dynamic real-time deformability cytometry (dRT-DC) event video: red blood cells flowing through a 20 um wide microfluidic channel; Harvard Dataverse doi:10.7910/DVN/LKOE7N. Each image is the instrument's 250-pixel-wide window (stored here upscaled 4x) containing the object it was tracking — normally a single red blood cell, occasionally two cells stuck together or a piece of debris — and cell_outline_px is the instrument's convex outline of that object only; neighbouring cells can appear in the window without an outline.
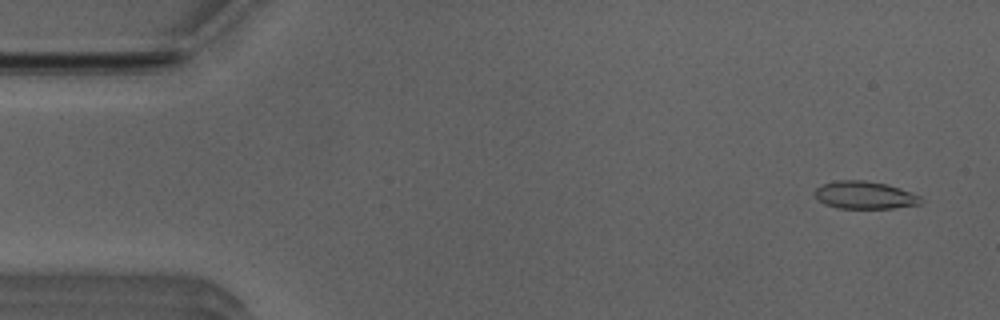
{"species": "Egyptian fruit bat (a non-hibernating species)", "species_latin": "Rousettus aegyptiacus", "temperature_condition": "room temperature", "stored_images_in_passage": 49, "camera_frame_rate_fps": 3000, "um_per_image_px": 0.085, "animal": {"sex": "male"}, "frame": {"image": 1, "passage_image": 3, "time_ms": 0.667, "image_size_px": [1000, 320], "cell_outline_px": [[924, 200], [920, 204], [892, 208], [840, 208], [824, 204], [812, 192], [816, 188], [824, 184], [840, 180], [864, 180], [888, 184], [912, 192], [920, 196]], "centroid_in_image_um": [73.53, 16.58], "position_along_channel_um": 11.5, "area_um2": 17.05}}
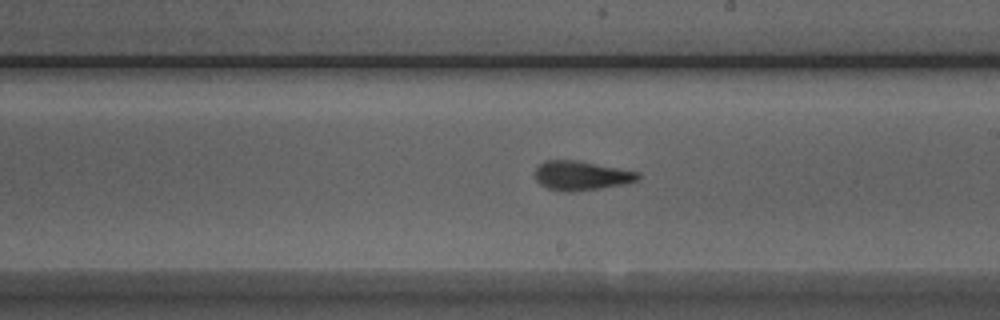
{"frame": {"image": 2, "passage_image": 29, "time_ms": 9.333, "image_size_px": [1000, 320], "cell_outline_px": [[640, 180], [624, 184], [600, 188], [572, 192], [564, 192], [548, 188], [540, 184], [536, 180], [536, 168], [544, 160], [580, 160], [640, 172]], "centroid_in_image_um": [49.44, 14.92], "position_along_channel_um": 239.6, "area_um2": 17.74}}
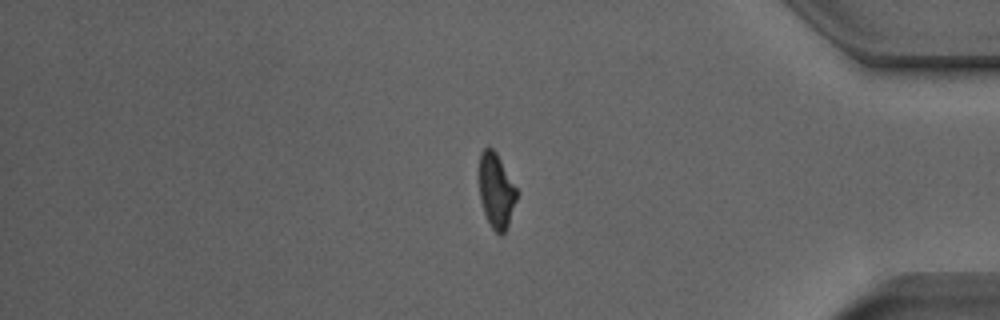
{"frame": {"image": 3, "passage_image": 43, "time_ms": 14.0, "image_size_px": [1000, 320], "cell_outline_px": [[516, 200], [508, 224], [504, 232], [500, 236], [492, 228], [484, 212], [480, 200], [480, 152], [488, 144], [496, 152], [516, 188]], "centroid_in_image_um": [42.16, 16.19], "position_along_channel_um": 393.0, "area_um2": 16.01}, "authors_computed_cell_mechanics": {"area_um2": 17.1666, "velocity_mm_per_s": 3.9526, "shape_relaxation_time_tau1_ms": 8.1124, "shape_relaxation_time_tau2_ms": 2.2907, "deformation_change_tau1": 0.238, "deformation_change_tau2": 0.1043}}